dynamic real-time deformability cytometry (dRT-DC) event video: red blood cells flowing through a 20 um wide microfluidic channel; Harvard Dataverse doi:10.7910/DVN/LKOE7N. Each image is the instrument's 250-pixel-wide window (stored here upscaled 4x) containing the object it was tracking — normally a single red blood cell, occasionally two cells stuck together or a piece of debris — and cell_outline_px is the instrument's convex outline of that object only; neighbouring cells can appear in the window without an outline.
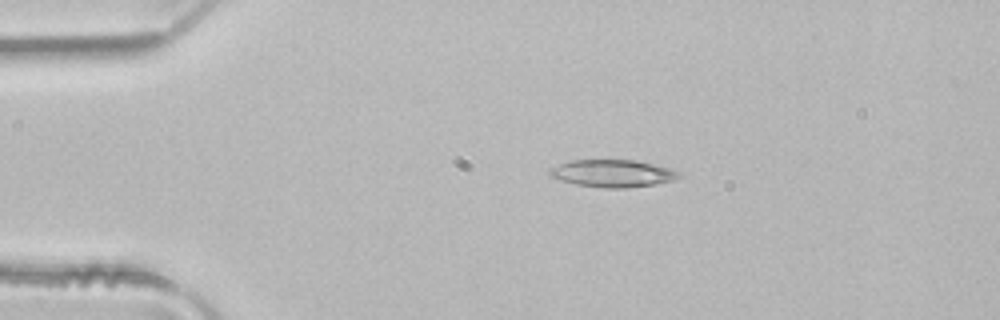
{"species": "common noctule bat (a hibernating species)", "species_latin": "Nyctalus noctula", "temperature_condition": "room temperature", "stored_images_in_passage": 3, "camera_frame_rate_fps": 3000, "um_per_image_px": 0.085, "animal": {"sex": "male", "body_mass_g": 21.5, "forearm_length_mm": 52.0}, "frame": {"image": 1, "passage_image": 2, "time_ms": 0.333, "image_size_px": [1000, 320], "cell_outline_px": [[684, 176], [676, 180], [656, 184], [628, 188], [604, 188], [576, 184], [560, 180], [548, 176], [548, 168], [572, 160], [640, 160], [672, 168], [680, 172]], "centroid_in_image_um": [52.14, 14.73], "position_along_channel_um": 32.9, "area_um2": 21.1}}